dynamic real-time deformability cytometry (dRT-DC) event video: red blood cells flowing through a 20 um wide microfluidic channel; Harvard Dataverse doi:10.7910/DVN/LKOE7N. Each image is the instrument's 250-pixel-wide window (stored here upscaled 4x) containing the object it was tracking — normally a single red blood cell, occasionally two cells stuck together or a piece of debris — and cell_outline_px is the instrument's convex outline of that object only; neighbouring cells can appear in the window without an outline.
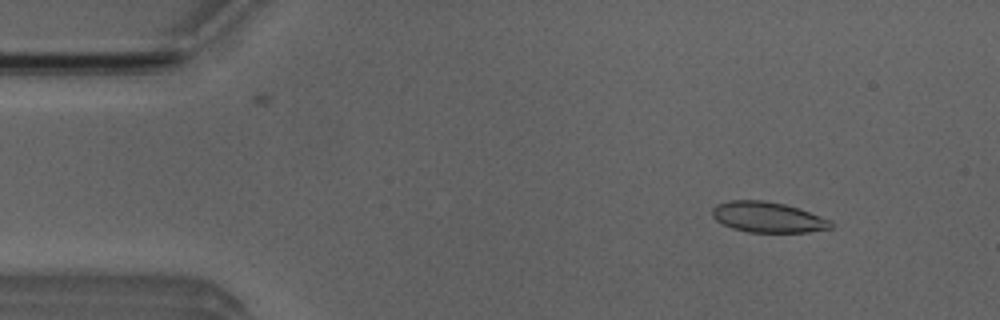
{"species": "Egyptian fruit bat (a non-hibernating species)", "species_latin": "Rousettus aegyptiacus", "temperature_condition": "room temperature", "stored_images_in_passage": 50, "camera_frame_rate_fps": 3000, "um_per_image_px": 0.085, "animal": {"sex": "male"}, "frame": {"image": 1, "passage_image": 6, "time_ms": 1.667, "image_size_px": [1000, 320], "cell_outline_px": [[832, 228], [808, 232], [748, 232], [732, 228], [716, 220], [712, 216], [712, 208], [720, 204], [732, 200], [764, 200], [784, 204], [800, 208], [832, 220]], "centroid_in_image_um": [65.3, 18.46], "position_along_channel_um": 19.7, "area_um2": 21.1}}
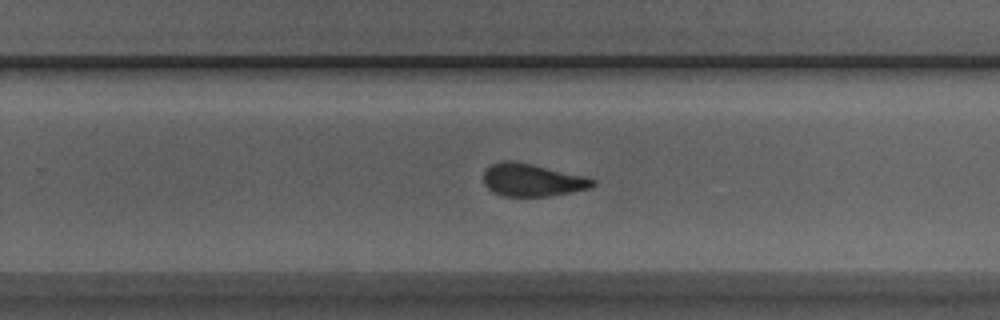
{"frame": {"image": 2, "passage_image": 32, "time_ms": 10.333, "image_size_px": [1000, 320], "cell_outline_px": [[596, 184], [588, 188], [548, 196], [504, 196], [492, 192], [484, 184], [484, 172], [492, 164], [504, 160], [512, 160], [532, 164], [584, 176], [596, 180]], "centroid_in_image_um": [45.21, 15.3], "position_along_channel_um": 284.6, "area_um2": 20.52}}
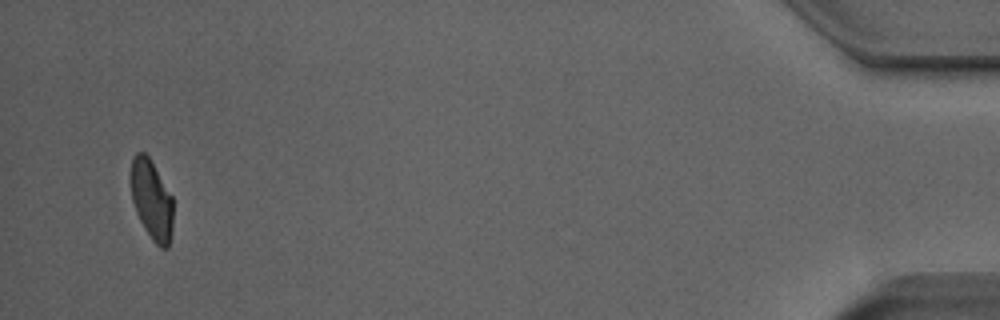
{"frame": {"image": 3, "passage_image": 49, "time_ms": 16.0, "image_size_px": [1000, 320], "cell_outline_px": [[172, 232], [168, 248], [160, 248], [152, 240], [144, 228], [136, 212], [132, 200], [128, 180], [132, 156], [136, 152], [144, 152], [148, 156], [172, 196]], "centroid_in_image_um": [12.84, 16.96], "position_along_channel_um": 422.4, "area_um2": 20.0}}